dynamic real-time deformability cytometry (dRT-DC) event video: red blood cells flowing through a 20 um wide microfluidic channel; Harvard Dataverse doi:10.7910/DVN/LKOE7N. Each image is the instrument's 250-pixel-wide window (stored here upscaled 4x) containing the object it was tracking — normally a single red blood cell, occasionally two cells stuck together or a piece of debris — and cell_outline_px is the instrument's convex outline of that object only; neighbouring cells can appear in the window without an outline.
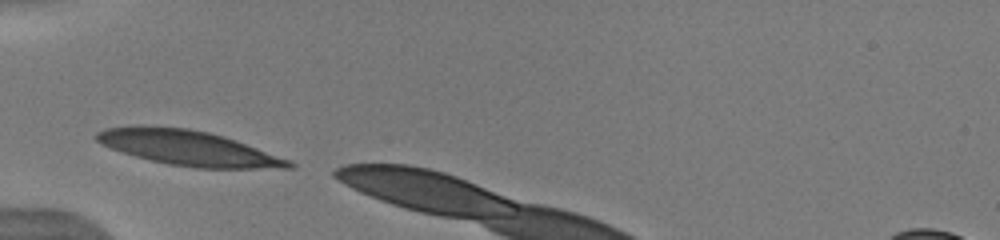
{"species": "human", "species_latin": "Homo sapiens", "temperature_condition": "warm", "stored_images_in_passage": 7, "camera_frame_rate_fps": 3000, "um_per_image_px": 0.085, "donor": {"sex": "male"}, "frame": {"image": 1, "passage_image": 1, "time_ms": 0.0, "image_size_px": [1000, 240], "cell_outline_px": [[296, 168], [196, 168], [168, 164], [136, 156], [100, 144], [92, 136], [96, 132], [104, 128], [140, 124], [188, 128], [208, 132], [224, 136], [236, 140], [292, 160], [296, 164]], "centroid_in_image_um": [16.0, 12.56], "position_along_channel_um": 69.0, "area_um2": 39.59}}
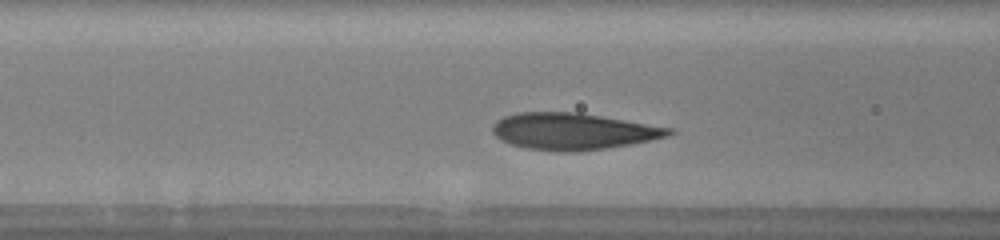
{"frame": {"image": 2, "passage_image": 5, "time_ms": 1.333, "image_size_px": [1000, 240], "cell_outline_px": [[676, 132], [668, 136], [632, 144], [604, 148], [572, 152], [568, 152], [524, 148], [512, 144], [496, 136], [492, 132], [492, 128], [496, 120], [504, 116], [516, 112], [580, 112], [672, 128]], "centroid_in_image_um": [48.72, 11.15], "position_along_channel_um": 117.9, "area_um2": 37.57}}